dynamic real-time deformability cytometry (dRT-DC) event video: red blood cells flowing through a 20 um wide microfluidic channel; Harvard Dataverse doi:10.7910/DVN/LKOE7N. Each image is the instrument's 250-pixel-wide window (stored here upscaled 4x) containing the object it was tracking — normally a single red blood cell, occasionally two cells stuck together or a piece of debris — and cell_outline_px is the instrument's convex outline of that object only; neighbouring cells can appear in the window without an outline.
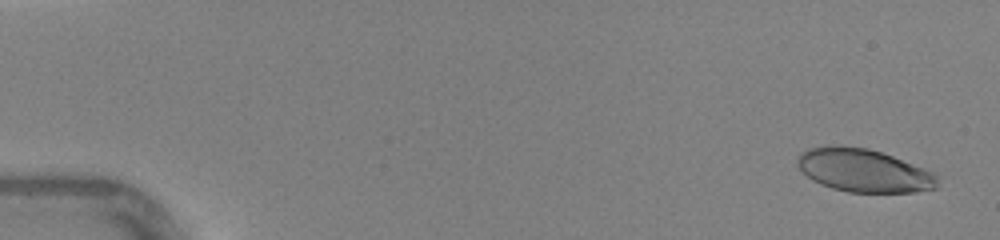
{"species": "human", "species_latin": "Homo sapiens", "temperature_condition": "warm", "stored_images_in_passage": 46, "camera_frame_rate_fps": 3000, "um_per_image_px": 0.085, "donor": {"sex": "female"}, "frame": {"image": 1, "passage_image": 2, "time_ms": 0.333, "image_size_px": [1000, 240], "cell_outline_px": [[936, 188], [916, 192], [848, 192], [832, 188], [820, 184], [812, 180], [796, 164], [796, 160], [800, 152], [808, 148], [824, 144], [840, 144], [868, 148], [892, 156], [932, 172], [936, 176]], "centroid_in_image_um": [73.33, 14.46], "position_along_channel_um": 11.7, "area_um2": 35.26}}
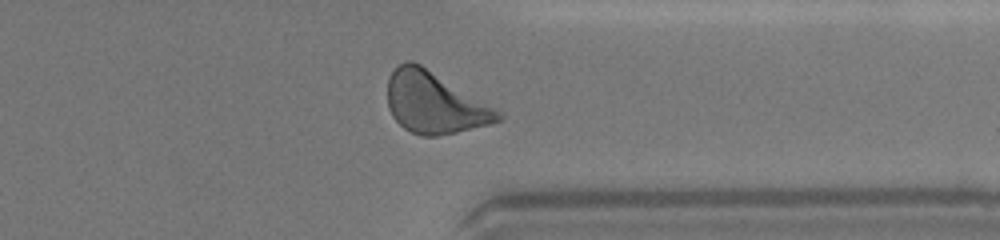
{"frame": {"image": 2, "passage_image": 37, "time_ms": 12.0, "image_size_px": [1000, 240], "cell_outline_px": [[504, 120], [492, 124], [456, 132], [436, 136], [420, 136], [404, 128], [392, 116], [388, 108], [388, 76], [400, 64], [408, 60], [412, 60], [420, 64], [500, 108], [504, 116]], "centroid_in_image_um": [37.01, 8.74], "position_along_channel_um": 374.4, "area_um2": 40.11}}
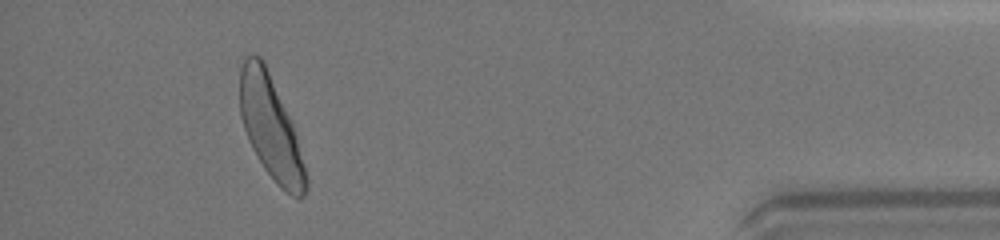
{"frame": {"image": 3, "passage_image": 43, "time_ms": 14.0, "image_size_px": [1000, 240], "cell_outline_px": [[308, 188], [304, 196], [300, 200], [284, 192], [276, 184], [264, 168], [256, 156], [248, 140], [240, 116], [240, 68], [244, 56], [260, 56], [264, 60], [292, 124], [296, 136], [304, 164], [308, 180]], "centroid_in_image_um": [23.0, 10.89], "position_along_channel_um": 412.2, "area_um2": 39.42}, "authors_computed_cell_mechanics": {"area_um2": 38.5526, "velocity_mm_per_s": 4.3747, "shape_relaxation_time_tau1_ms": 2.9199, "shape_relaxation_time_tau2_ms": 0.6674, "deformation_change_tau1": 0.1513, "deformation_change_tau2": 0.0681}}